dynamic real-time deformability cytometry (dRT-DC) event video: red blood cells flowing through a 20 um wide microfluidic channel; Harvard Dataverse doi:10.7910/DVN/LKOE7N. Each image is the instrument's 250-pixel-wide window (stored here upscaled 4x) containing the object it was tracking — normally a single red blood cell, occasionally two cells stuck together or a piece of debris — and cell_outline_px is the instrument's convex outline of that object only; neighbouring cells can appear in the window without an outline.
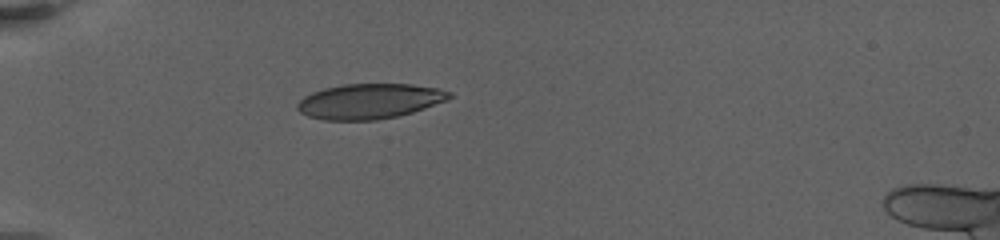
{"species": "human", "species_latin": "Homo sapiens", "temperature_condition": "warm", "stored_images_in_passage": 46, "camera_frame_rate_fps": 3000, "um_per_image_px": 0.085, "donor": {"sex": "female"}, "frame": {"image": 1, "passage_image": 1, "time_ms": 0.0, "image_size_px": [1000, 240], "cell_outline_px": [[452, 96], [448, 100], [412, 112], [396, 116], [376, 120], [324, 120], [308, 116], [300, 112], [296, 108], [296, 104], [304, 96], [312, 92], [324, 88], [344, 84], [412, 84], [440, 88], [452, 92]], "centroid_in_image_um": [31.41, 8.6], "position_along_channel_um": 53.6, "area_um2": 31.21}}
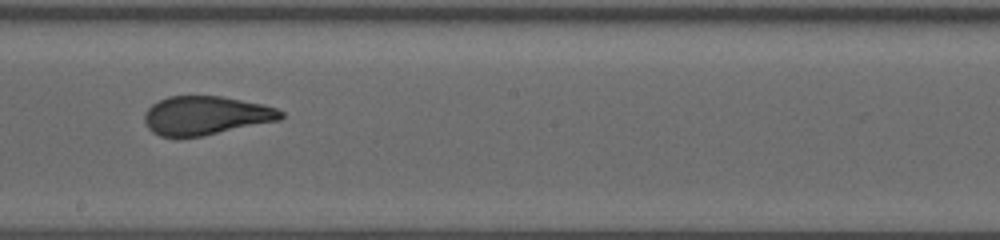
{"frame": {"image": 2, "passage_image": 22, "time_ms": 6.333, "image_size_px": [1000, 240], "cell_outline_px": [[284, 116], [280, 120], [200, 136], [160, 136], [152, 132], [148, 128], [144, 120], [144, 116], [148, 108], [152, 104], [168, 96], [220, 96], [264, 104], [276, 108], [284, 112]], "centroid_in_image_um": [17.5, 9.8], "position_along_channel_um": 230.7, "area_um2": 30.52}}
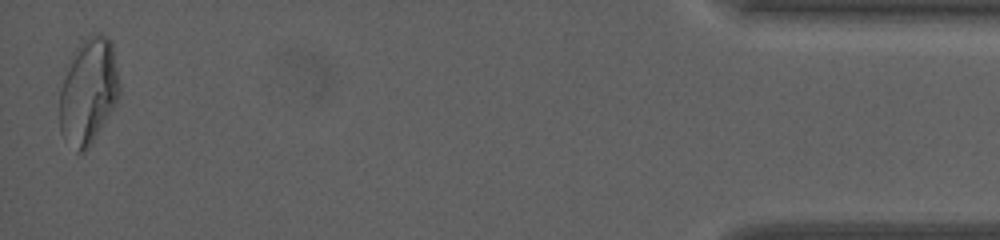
{"frame": {"image": 3, "passage_image": 45, "time_ms": 15.0, "image_size_px": [1000, 240], "cell_outline_px": [[120, 92], [112, 108], [92, 144], [84, 152], [76, 152], [60, 132], [60, 88], [68, 68], [76, 52], [84, 40], [96, 32], [100, 32], [108, 36], [112, 44], [120, 88]], "centroid_in_image_um": [7.52, 7.79], "position_along_channel_um": 427.7, "area_um2": 36.13}, "authors_computed_cell_mechanics": {"area_um2": 31.8189, "velocity_mm_per_s": 3.1546, "shape_relaxation_time_tau1_ms": null, "shape_relaxation_time_tau2_ms": 0.9003, "deformation_change_tau1": null, "deformation_change_tau2": 0.0754}}